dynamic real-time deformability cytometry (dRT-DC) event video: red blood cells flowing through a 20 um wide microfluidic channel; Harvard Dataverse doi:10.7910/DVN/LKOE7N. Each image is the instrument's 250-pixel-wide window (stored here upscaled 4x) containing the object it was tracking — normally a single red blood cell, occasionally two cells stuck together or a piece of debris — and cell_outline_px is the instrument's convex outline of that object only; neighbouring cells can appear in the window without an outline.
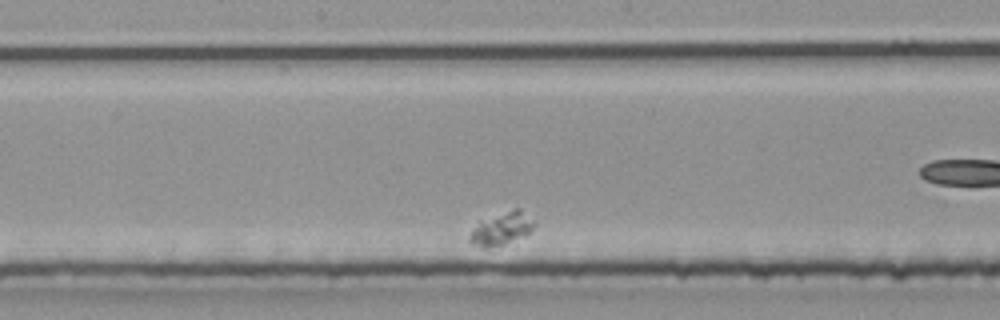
{"species": "common noctule bat (a hibernating species)", "species_latin": "Nyctalus noctula", "temperature_condition": "room temperature", "stored_images_in_passage": 36, "camera_frame_rate_fps": 3000, "um_per_image_px": 0.085, "animal": {"sex": "male", "body_mass_g": 20.4}, "frame": {"image": 1, "passage_image": 21, "time_ms": 6.667, "image_size_px": [1000, 320], "cell_outline_px": [[536, 224], [528, 232], [504, 244], [492, 248], [484, 248], [472, 244], [468, 240], [468, 236], [472, 228], [480, 220], [516, 208], [520, 208], [536, 220]], "centroid_in_image_um": [42.6, 19.43], "position_along_channel_um": 205.6, "area_um2": 12.37}}
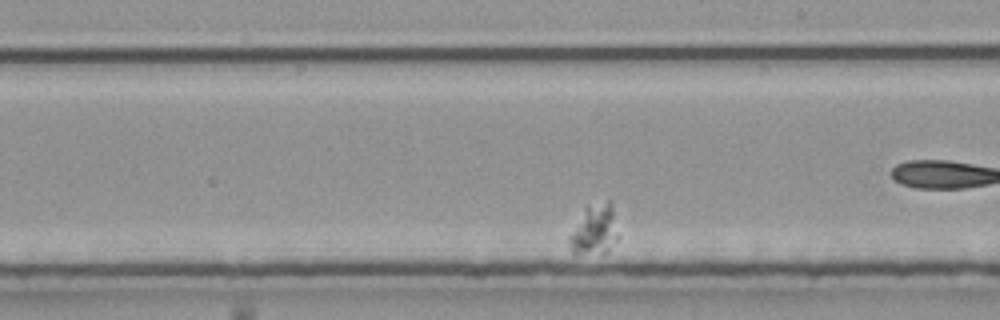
{"frame": {"image": 2, "passage_image": 24, "time_ms": 7.667, "image_size_px": [1000, 320], "cell_outline_px": [[620, 236], [608, 252], [576, 256], [572, 252], [568, 244], [568, 236], [584, 208], [588, 204], [608, 200], [612, 204]], "centroid_in_image_um": [50.53, 19.55], "position_along_channel_um": 238.5, "area_um2": 15.03}}